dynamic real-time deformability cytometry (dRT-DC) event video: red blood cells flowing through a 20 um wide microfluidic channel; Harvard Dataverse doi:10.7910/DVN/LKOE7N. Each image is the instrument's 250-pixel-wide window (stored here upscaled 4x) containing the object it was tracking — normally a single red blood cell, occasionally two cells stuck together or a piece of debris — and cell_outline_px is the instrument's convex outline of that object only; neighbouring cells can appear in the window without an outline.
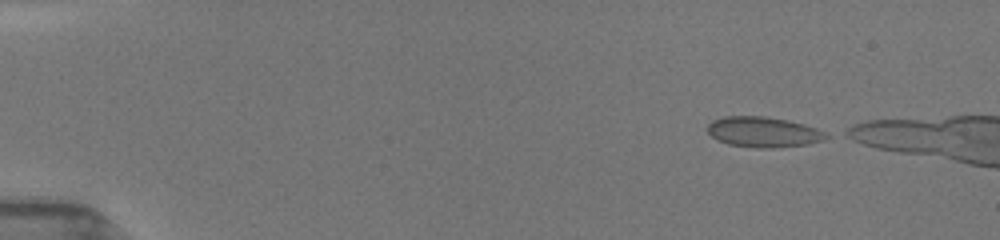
{"species": "common noctule bat (a hibernating species)", "species_latin": "Nyctalus noctula", "temperature_condition": "room temperature", "stored_images_in_passage": 20, "camera_frame_rate_fps": 3000, "um_per_image_px": 0.085, "animal": {"sex": "female", "body_mass_g": 19.5, "forearm_length_mm": 54.1}, "frame": {"image": 1, "passage_image": 1, "time_ms": 0.0, "image_size_px": [1000, 240], "cell_outline_px": [[832, 136], [824, 140], [808, 144], [772, 148], [756, 148], [728, 144], [716, 140], [708, 132], [708, 124], [712, 120], [724, 116], [764, 116], [788, 120], [804, 124], [816, 128]], "centroid_in_image_um": [64.89, 11.22], "position_along_channel_um": 20.1, "area_um2": 21.15}}
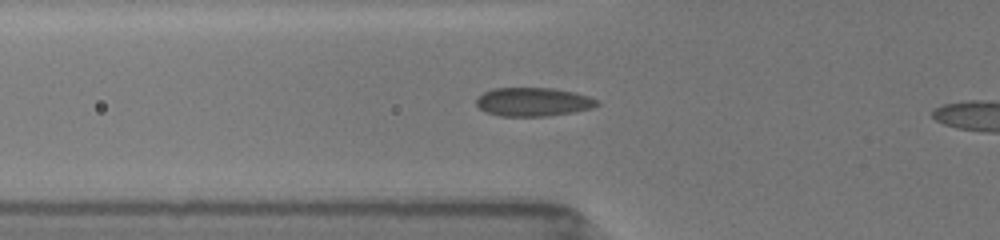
{"frame": {"image": 2, "passage_image": 17, "time_ms": 4.333, "image_size_px": [1000, 240], "cell_outline_px": [[600, 104], [592, 108], [572, 112], [548, 116], [500, 116], [484, 112], [476, 104], [476, 100], [484, 92], [492, 88], [552, 88], [576, 92], [600, 100]], "centroid_in_image_um": [45.34, 8.66], "position_along_channel_um": 80.5, "area_um2": 20.29}}